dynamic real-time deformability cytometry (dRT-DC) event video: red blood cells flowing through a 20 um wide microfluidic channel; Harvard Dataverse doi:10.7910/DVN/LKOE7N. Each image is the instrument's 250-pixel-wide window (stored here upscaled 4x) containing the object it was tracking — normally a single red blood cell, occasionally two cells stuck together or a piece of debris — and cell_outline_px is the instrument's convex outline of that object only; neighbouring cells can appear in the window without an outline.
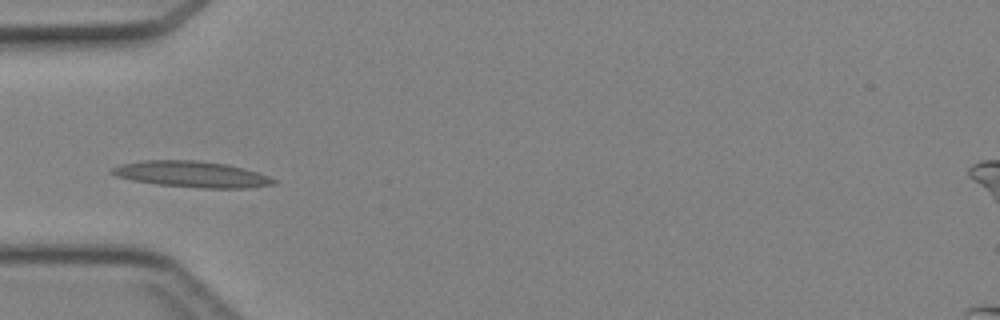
{"species": "Egyptian fruit bat (a non-hibernating species)", "species_latin": "Rousettus aegyptiacus", "temperature_condition": "cold", "stored_images_in_passage": 32, "camera_frame_rate_fps": 3000, "um_per_image_px": 0.085, "animal": {"sex": "female"}, "frame": {"image": 1, "passage_image": 1, "time_ms": 0.0, "image_size_px": [1000, 320], "cell_outline_px": [[280, 180], [276, 184], [248, 188], [200, 188], [156, 184], [132, 180], [116, 176], [108, 172], [112, 168], [120, 164], [144, 160], [196, 160], [224, 164], [244, 168]], "centroid_in_image_um": [16.3, 14.81], "position_along_channel_um": 68.7, "area_um2": 24.68}}
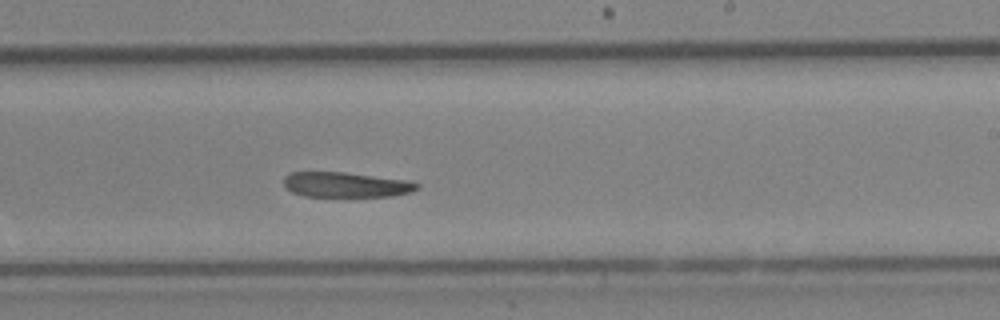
{"frame": {"image": 2, "passage_image": 14, "time_ms": 4.333, "image_size_px": [1000, 320], "cell_outline_px": [[420, 188], [412, 192], [392, 196], [304, 196], [292, 192], [284, 184], [284, 176], [288, 172], [344, 172], [408, 180], [420, 184]], "centroid_in_image_um": [29.43, 15.69], "position_along_channel_um": 259.6, "area_um2": 19.54}}
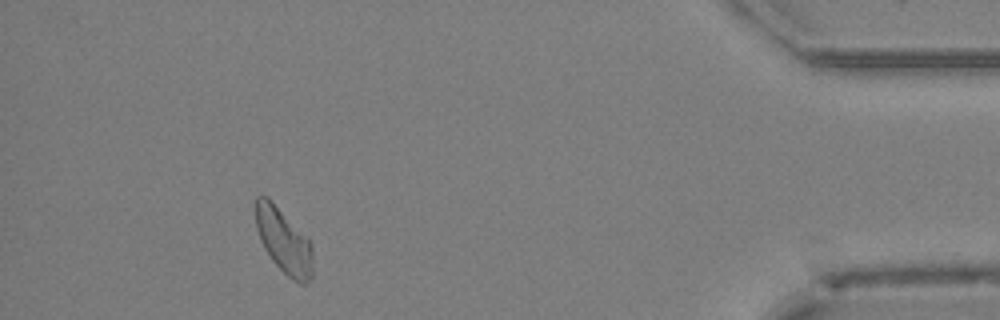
{"frame": {"image": 3, "passage_image": 28, "time_ms": 9.0, "image_size_px": [1000, 320], "cell_outline_px": [[312, 276], [304, 284], [300, 284], [292, 280], [272, 260], [264, 248], [260, 240], [256, 228], [256, 196], [268, 196], [312, 244]], "centroid_in_image_um": [24.11, 20.49], "position_along_channel_um": 411.1, "area_um2": 21.27}}